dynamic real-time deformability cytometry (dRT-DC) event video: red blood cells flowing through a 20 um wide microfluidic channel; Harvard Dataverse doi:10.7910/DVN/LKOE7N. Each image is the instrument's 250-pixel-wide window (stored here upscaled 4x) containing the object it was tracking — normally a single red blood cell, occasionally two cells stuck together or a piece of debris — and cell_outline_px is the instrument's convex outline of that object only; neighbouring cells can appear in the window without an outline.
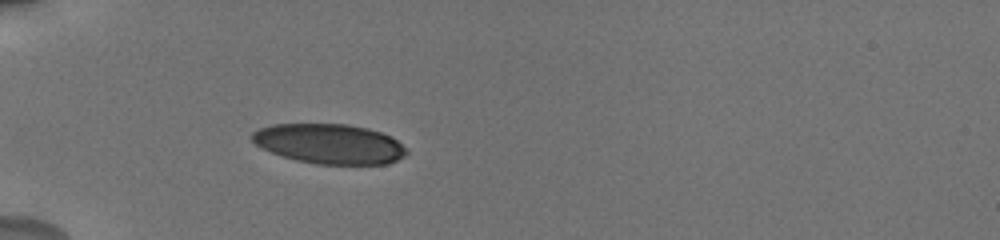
{"species": "human", "species_latin": "Homo sapiens", "temperature_condition": "cold", "stored_images_in_passage": 1, "camera_frame_rate_fps": 3000, "um_per_image_px": 0.085, "donor": {"sex": "male"}, "frame": {"image": 1, "passage_image": 1, "time_ms": 0.0, "image_size_px": [1000, 240], "cell_outline_px": [[408, 152], [404, 156], [388, 164], [316, 164], [296, 160], [260, 148], [252, 140], [252, 132], [260, 128], [272, 124], [348, 124], [368, 128], [380, 132], [396, 140]], "centroid_in_image_um": [27.98, 12.22], "position_along_channel_um": 57.0, "area_um2": 35.66}}